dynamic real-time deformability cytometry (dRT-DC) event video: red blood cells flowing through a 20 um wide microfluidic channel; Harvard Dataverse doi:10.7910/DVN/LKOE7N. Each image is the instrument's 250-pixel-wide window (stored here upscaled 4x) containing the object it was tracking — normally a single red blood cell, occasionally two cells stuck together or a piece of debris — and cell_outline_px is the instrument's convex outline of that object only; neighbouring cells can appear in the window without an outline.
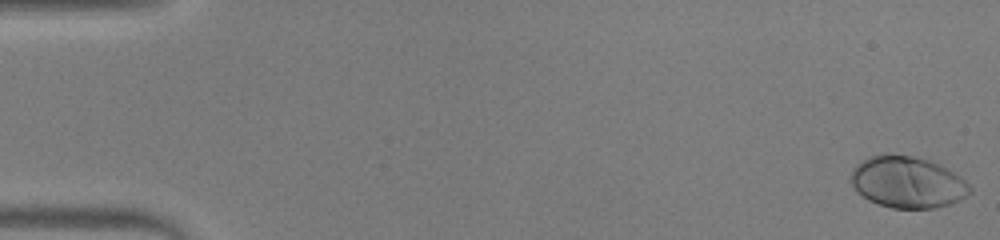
{"species": "human", "species_latin": "Homo sapiens", "temperature_condition": "warm", "stored_images_in_passage": 53, "camera_frame_rate_fps": 3000, "um_per_image_px": 0.085, "donor": {"sex": "male"}, "frame": {"image": 1, "passage_image": 1, "time_ms": 0.0, "image_size_px": [1000, 240], "cell_outline_px": [[972, 192], [960, 200], [948, 204], [932, 208], [892, 208], [868, 200], [856, 192], [852, 184], [852, 168], [856, 164], [868, 156], [884, 152], [892, 152], [912, 156], [928, 160], [952, 172], [964, 180], [972, 188]], "centroid_in_image_um": [77.08, 15.46], "position_along_channel_um": 7.9, "area_um2": 35.78}}
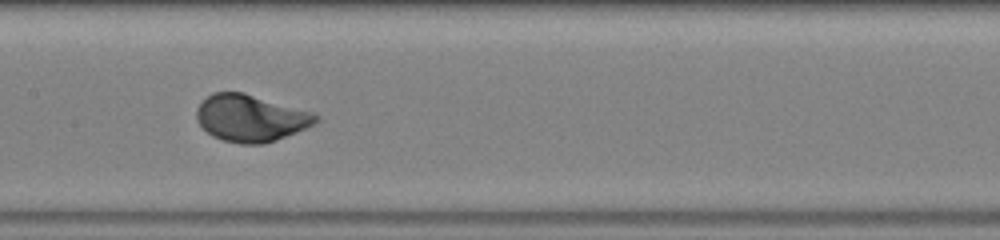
{"frame": {"image": 2, "passage_image": 27, "time_ms": 8.667, "image_size_px": [1000, 240], "cell_outline_px": [[320, 120], [316, 124], [276, 140], [264, 144], [240, 144], [224, 140], [212, 136], [196, 120], [196, 108], [212, 92], [244, 92], [312, 112], [320, 116]], "centroid_in_image_um": [21.32, 10.04], "position_along_channel_um": 186.1, "area_um2": 32.6}}
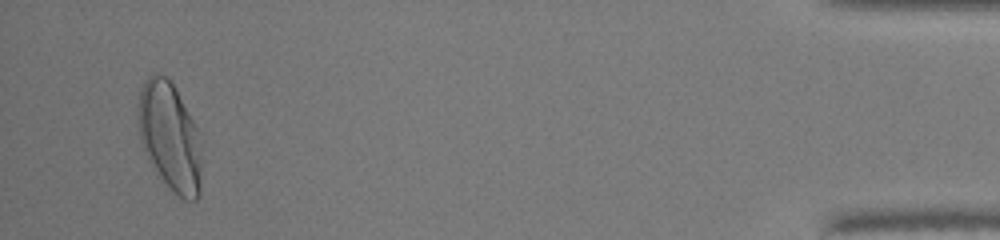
{"frame": {"image": 3, "passage_image": 51, "time_ms": 16.667, "image_size_px": [1000, 240], "cell_outline_px": [[200, 196], [196, 200], [184, 200], [156, 176], [144, 152], [140, 140], [136, 104], [140, 88], [144, 80], [148, 76], [156, 72], [168, 76], [192, 120], [196, 128], [200, 160]], "centroid_in_image_um": [14.36, 11.6], "position_along_channel_um": 420.8, "area_um2": 40.17}, "authors_computed_cell_mechanics": {"area_um2": 32.7726, "velocity_mm_per_s": 3.9007, "shape_relaxation_time_tau1_ms": 1.8963, "shape_relaxation_time_tau2_ms": null, "deformation_change_tau1": 0.1641, "deformation_change_tau2": null}}